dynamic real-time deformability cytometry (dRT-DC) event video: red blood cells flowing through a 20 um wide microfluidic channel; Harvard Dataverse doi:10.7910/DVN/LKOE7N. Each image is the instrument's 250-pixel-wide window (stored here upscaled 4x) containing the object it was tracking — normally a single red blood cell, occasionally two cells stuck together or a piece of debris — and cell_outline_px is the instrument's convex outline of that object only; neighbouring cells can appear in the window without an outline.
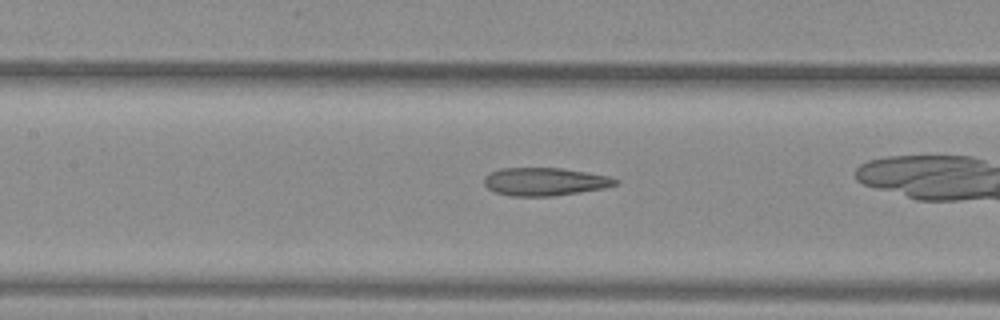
{"species": "common noctule bat (a hibernating species)", "species_latin": "Nyctalus noctula", "temperature_condition": "warm", "stored_images_in_passage": 39, "camera_frame_rate_fps": 3000, "um_per_image_px": 0.085, "animal": {"sex": "female", "body_mass_g": 29.2, "forearm_length_mm": 56.3}, "frame": {"image": 1, "passage_image": 23, "time_ms": 7.333, "image_size_px": [1000, 320], "cell_outline_px": [[620, 184], [604, 188], [580, 192], [552, 196], [508, 196], [496, 192], [488, 188], [484, 184], [484, 176], [500, 168], [564, 168], [608, 176], [620, 180]], "centroid_in_image_um": [46.33, 15.44], "position_along_channel_um": 161.1, "area_um2": 21.5}}